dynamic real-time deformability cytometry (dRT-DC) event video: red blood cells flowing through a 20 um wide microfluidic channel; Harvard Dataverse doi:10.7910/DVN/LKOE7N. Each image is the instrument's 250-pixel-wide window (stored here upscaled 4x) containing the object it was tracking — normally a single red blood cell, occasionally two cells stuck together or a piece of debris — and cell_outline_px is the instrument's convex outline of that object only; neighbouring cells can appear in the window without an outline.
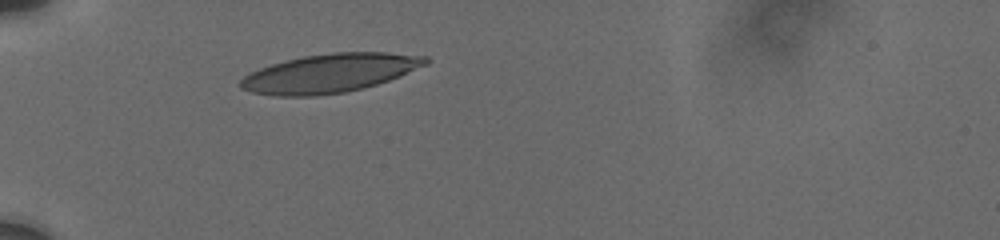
{"species": "human", "species_latin": "Homo sapiens", "temperature_condition": "cold", "stored_images_in_passage": 5, "camera_frame_rate_fps": 3000, "um_per_image_px": 0.085, "donor": {"sex": "male"}, "frame": {"image": 1, "passage_image": 1, "time_ms": 0.0, "image_size_px": [1000, 240], "cell_outline_px": [[432, 60], [428, 64], [400, 76], [364, 88], [344, 92], [316, 96], [280, 96], [252, 92], [240, 88], [236, 84], [244, 76], [260, 68], [272, 64], [304, 56], [332, 52], [388, 52], [428, 56]], "centroid_in_image_um": [28.07, 6.21], "position_along_channel_um": 56.9, "area_um2": 41.79}}
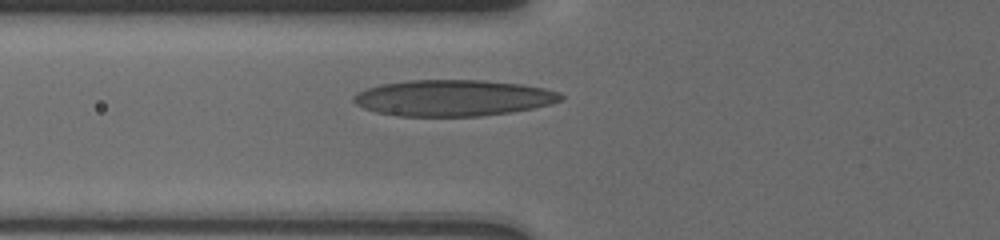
{"frame": {"image": 2, "passage_image": 3, "time_ms": 1.333, "image_size_px": [1000, 240], "cell_outline_px": [[564, 96], [560, 100], [548, 104], [532, 108], [508, 112], [480, 116], [400, 116], [376, 112], [364, 108], [356, 104], [352, 100], [352, 96], [368, 88], [380, 84], [408, 80], [484, 80], [520, 84], [544, 88], [560, 92]], "centroid_in_image_um": [38.49, 8.32], "position_along_channel_um": 87.3, "area_um2": 43.52}}
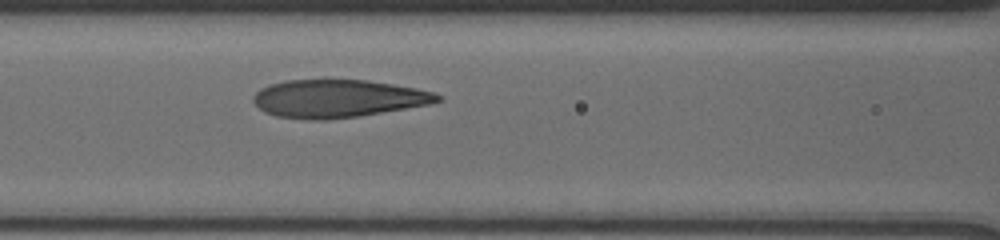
{"frame": {"image": 3, "passage_image": 5, "time_ms": 2.667, "image_size_px": [1000, 240], "cell_outline_px": [[444, 100], [428, 104], [356, 116], [324, 120], [312, 120], [276, 116], [264, 112], [252, 100], [252, 96], [260, 88], [268, 84], [288, 80], [324, 76], [368, 80], [416, 88], [432, 92], [440, 96]], "centroid_in_image_um": [28.64, 8.32], "position_along_channel_um": 138.0, "area_um2": 41.44}}